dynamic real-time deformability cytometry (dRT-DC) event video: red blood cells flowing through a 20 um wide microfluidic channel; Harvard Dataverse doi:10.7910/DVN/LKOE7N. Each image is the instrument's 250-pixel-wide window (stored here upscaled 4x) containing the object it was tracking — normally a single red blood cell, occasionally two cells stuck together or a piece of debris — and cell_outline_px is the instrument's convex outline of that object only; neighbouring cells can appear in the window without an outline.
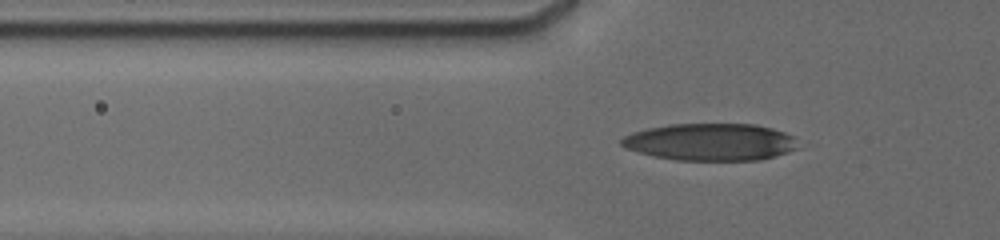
{"species": "human", "species_latin": "Homo sapiens", "temperature_condition": "cold", "stored_images_in_passage": 63, "camera_frame_rate_fps": 3000, "um_per_image_px": 0.085, "donor": {"sex": "male"}, "frame": {"image": 1, "passage_image": 31, "time_ms": 7.0, "image_size_px": [1000, 240], "cell_outline_px": [[800, 148], [776, 156], [760, 160], [676, 160], [656, 156], [640, 152], [628, 148], [620, 144], [620, 140], [624, 136], [632, 132], [648, 128], [668, 124], [756, 124], [772, 128], [784, 132], [792, 136]], "centroid_in_image_um": [60.42, 12.06], "position_along_channel_um": 65.4, "area_um2": 38.21}}
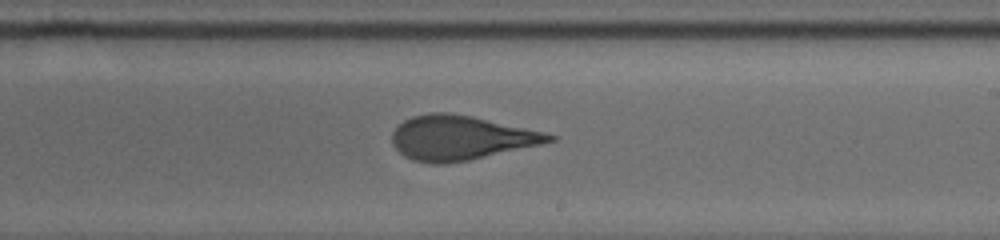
{"frame": {"image": 2, "passage_image": 43, "time_ms": 12.0, "image_size_px": [1000, 240], "cell_outline_px": [[556, 140], [540, 144], [468, 160], [448, 164], [432, 164], [412, 160], [404, 156], [392, 144], [392, 132], [404, 120], [412, 116], [432, 112], [448, 112], [472, 116], [544, 132], [556, 136]], "centroid_in_image_um": [39.11, 11.71], "position_along_channel_um": 249.9, "area_um2": 40.34}}
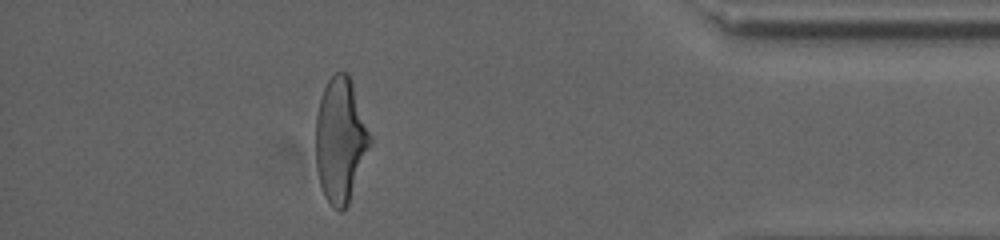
{"frame": {"image": 3, "passage_image": 58, "time_ms": 17.0, "image_size_px": [1000, 240], "cell_outline_px": [[372, 144], [348, 204], [340, 212], [324, 196], [320, 184], [316, 168], [316, 116], [320, 100], [324, 88], [328, 80], [336, 72], [348, 72], [372, 136]], "centroid_in_image_um": [28.96, 11.9], "position_along_channel_um": 406.2, "area_um2": 39.42}, "authors_computed_cell_mechanics": {"area_um2": 39.3618, "velocity_mm_per_s": 3.8039, "shape_relaxation_time_tau1_ms": 3.7875, "shape_relaxation_time_tau2_ms": 0.919, "deformation_change_tau1": 0.1731, "deformation_change_tau2": 0.0865}}